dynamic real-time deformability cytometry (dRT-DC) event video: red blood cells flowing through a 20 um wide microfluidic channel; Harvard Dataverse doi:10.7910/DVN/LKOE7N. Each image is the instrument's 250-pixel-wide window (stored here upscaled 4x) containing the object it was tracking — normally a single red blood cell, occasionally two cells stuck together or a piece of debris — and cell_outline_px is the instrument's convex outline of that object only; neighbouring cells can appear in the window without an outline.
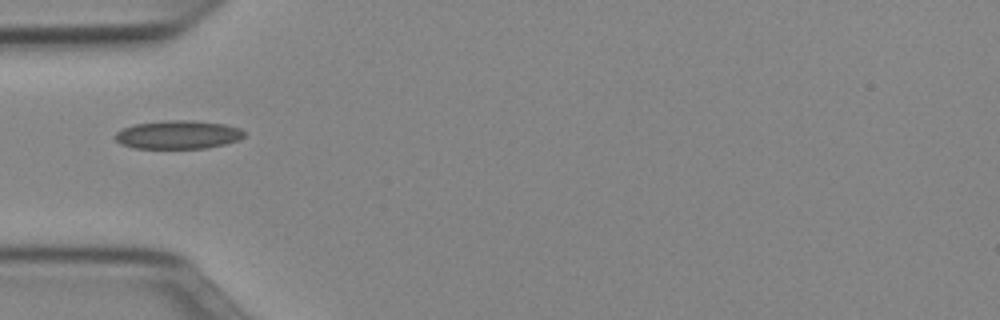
{"species": "Egyptian fruit bat (a non-hibernating species)", "species_latin": "Rousettus aegyptiacus", "temperature_condition": "cold", "stored_images_in_passage": 35, "camera_frame_rate_fps": 3000, "um_per_image_px": 0.085, "animal": {"sex": "female"}, "frame": {"image": 1, "passage_image": 1, "time_ms": 0.0, "image_size_px": [1000, 320], "cell_outline_px": [[244, 136], [240, 140], [208, 148], [132, 148], [120, 144], [112, 136], [116, 132], [124, 128], [136, 124], [164, 120], [192, 120], [224, 124], [240, 128], [244, 132]], "centroid_in_image_um": [15.12, 11.45], "position_along_channel_um": 69.9, "area_um2": 21.5}}
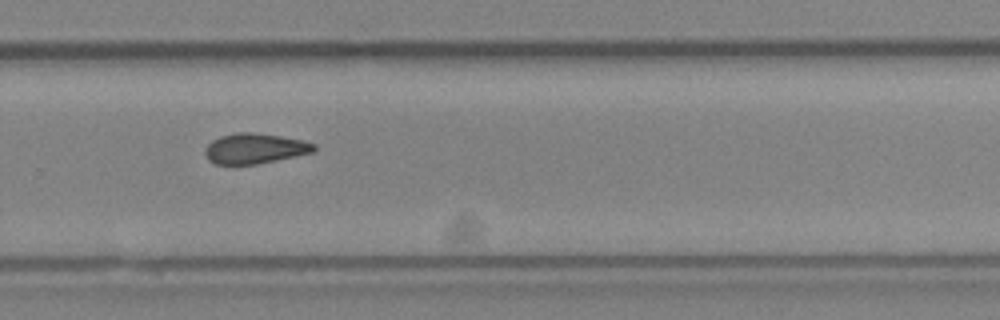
{"frame": {"image": 2, "passage_image": 19, "time_ms": 6.0, "image_size_px": [1000, 320], "cell_outline_px": [[316, 148], [312, 152], [296, 156], [256, 164], [216, 164], [208, 160], [204, 152], [204, 148], [212, 140], [220, 136], [236, 132], [252, 132], [280, 136], [304, 140], [316, 144]], "centroid_in_image_um": [21.64, 12.61], "position_along_channel_um": 308.2, "area_um2": 19.25}}
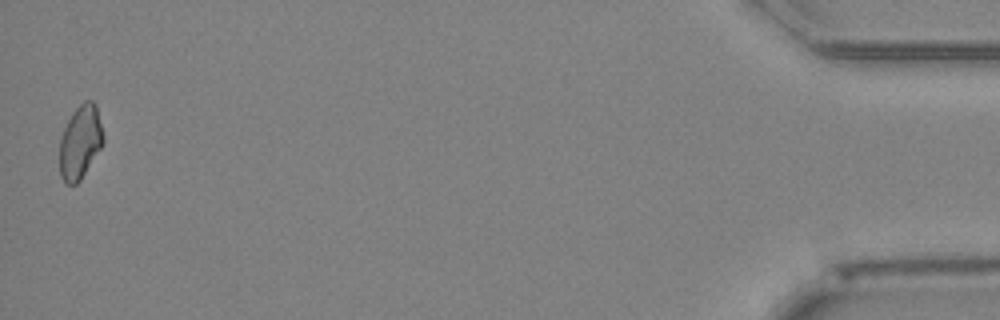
{"frame": {"image": 3, "passage_image": 35, "time_ms": 11.333, "image_size_px": [1000, 320], "cell_outline_px": [[104, 144], [80, 180], [76, 184], [64, 184], [60, 176], [60, 140], [64, 128], [72, 112], [84, 100], [92, 100], [96, 104], [104, 136]], "centroid_in_image_um": [6.83, 12.08], "position_along_channel_um": 428.4, "area_um2": 18.84}}